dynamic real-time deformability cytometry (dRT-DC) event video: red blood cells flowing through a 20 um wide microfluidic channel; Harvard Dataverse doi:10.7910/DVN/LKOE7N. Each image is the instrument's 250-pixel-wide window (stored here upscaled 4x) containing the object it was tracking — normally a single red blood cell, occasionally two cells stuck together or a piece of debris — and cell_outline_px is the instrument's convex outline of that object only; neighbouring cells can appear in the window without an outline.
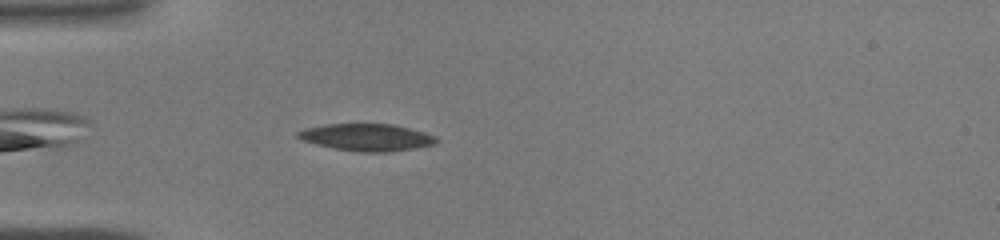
{"species": "common noctule bat (a hibernating species)", "species_latin": "Nyctalus noctula", "temperature_condition": "warm", "stored_images_in_passage": 30, "camera_frame_rate_fps": 3000, "um_per_image_px": 0.085, "animal": {"sex": "male", "body_mass_g": 19.0, "forearm_length_mm": 50.8}, "frame": {"image": 1, "passage_image": 4, "time_ms": 1.0, "image_size_px": [1000, 240], "cell_outline_px": [[440, 140], [436, 144], [416, 148], [388, 152], [360, 152], [336, 148], [316, 144], [300, 140], [296, 136], [296, 132], [304, 128], [328, 124], [392, 124], [424, 132], [436, 136]], "centroid_in_image_um": [31.19, 11.67], "position_along_channel_um": 53.8, "area_um2": 21.91}}
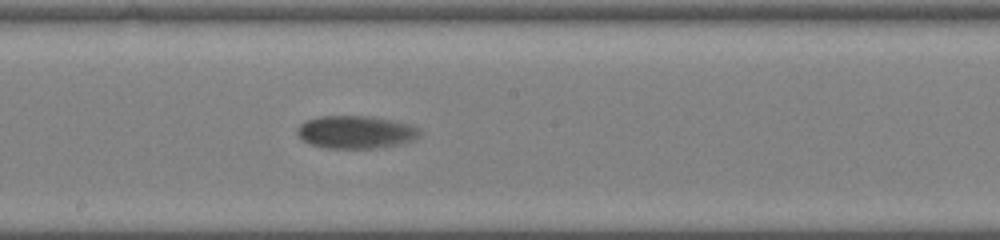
{"frame": {"image": 2, "passage_image": 16, "time_ms": 5.0, "image_size_px": [1000, 240], "cell_outline_px": [[420, 136], [412, 140], [400, 144], [376, 148], [324, 148], [312, 144], [304, 140], [296, 132], [296, 128], [304, 120], [320, 116], [372, 116], [412, 124], [420, 128]], "centroid_in_image_um": [30.26, 11.22], "position_along_channel_um": 217.9, "area_um2": 23.58}}
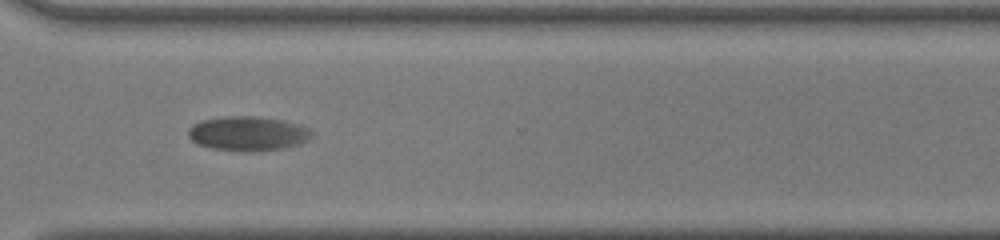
{"frame": {"image": 3, "passage_image": 25, "time_ms": 8.0, "image_size_px": [1000, 240], "cell_outline_px": [[312, 136], [308, 140], [300, 144], [280, 148], [252, 152], [244, 152], [212, 148], [200, 144], [192, 140], [188, 136], [188, 128], [192, 124], [200, 120], [224, 116], [256, 116], [284, 120], [300, 124], [308, 128], [312, 132]], "centroid_in_image_um": [21.07, 11.34], "position_along_channel_um": 349.5, "area_um2": 24.97}}